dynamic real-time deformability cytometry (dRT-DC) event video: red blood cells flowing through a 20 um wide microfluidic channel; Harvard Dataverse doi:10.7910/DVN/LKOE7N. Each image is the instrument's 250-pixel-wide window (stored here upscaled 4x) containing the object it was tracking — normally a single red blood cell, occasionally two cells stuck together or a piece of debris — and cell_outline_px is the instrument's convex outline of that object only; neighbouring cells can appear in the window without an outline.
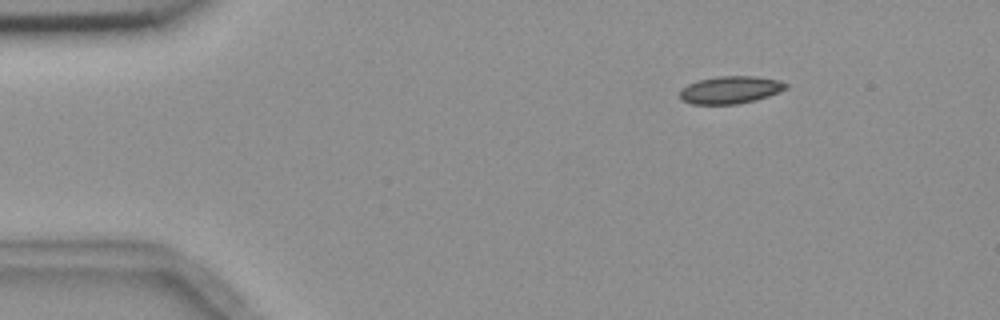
{"species": "common noctule bat (a hibernating species)", "species_latin": "Nyctalus noctula", "temperature_condition": "room temperature", "stored_images_in_passage": 3, "camera_frame_rate_fps": 3000, "um_per_image_px": 0.085, "animal": {"sex": "female", "body_mass_g": 18.4}, "frame": {"image": 1, "passage_image": 1, "time_ms": 0.0, "image_size_px": [1000, 320], "cell_outline_px": [[788, 88], [768, 96], [756, 100], [736, 104], [692, 104], [680, 100], [680, 88], [688, 84], [700, 80], [720, 76], [756, 76], [780, 80], [788, 84]], "centroid_in_image_um": [62.08, 7.64], "position_along_channel_um": 22.9, "area_um2": 17.05}}